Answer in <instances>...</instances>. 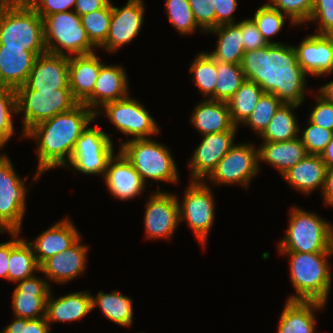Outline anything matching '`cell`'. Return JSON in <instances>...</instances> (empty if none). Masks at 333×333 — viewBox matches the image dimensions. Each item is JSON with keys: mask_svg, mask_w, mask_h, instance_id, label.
I'll list each match as a JSON object with an SVG mask.
<instances>
[{"mask_svg": "<svg viewBox=\"0 0 333 333\" xmlns=\"http://www.w3.org/2000/svg\"><path fill=\"white\" fill-rule=\"evenodd\" d=\"M128 83L126 72L122 66L103 64L93 93L83 104L96 114L105 104L128 97Z\"/></svg>", "mask_w": 333, "mask_h": 333, "instance_id": "44dd1931", "label": "cell"}, {"mask_svg": "<svg viewBox=\"0 0 333 333\" xmlns=\"http://www.w3.org/2000/svg\"><path fill=\"white\" fill-rule=\"evenodd\" d=\"M15 91L17 114H24L22 137H25L32 127L57 114L68 112L79 104L70 88H58L52 91Z\"/></svg>", "mask_w": 333, "mask_h": 333, "instance_id": "ba28073f", "label": "cell"}, {"mask_svg": "<svg viewBox=\"0 0 333 333\" xmlns=\"http://www.w3.org/2000/svg\"><path fill=\"white\" fill-rule=\"evenodd\" d=\"M81 238L62 253L50 257L40 265V272L45 274L48 280L64 284L83 273L87 263L88 246L80 244Z\"/></svg>", "mask_w": 333, "mask_h": 333, "instance_id": "7402d4cb", "label": "cell"}, {"mask_svg": "<svg viewBox=\"0 0 333 333\" xmlns=\"http://www.w3.org/2000/svg\"><path fill=\"white\" fill-rule=\"evenodd\" d=\"M103 107L97 111L96 116L98 117L104 112L103 114L109 118L118 131L127 136H134L135 138L132 139H147L149 136L151 138L159 133V126L137 99L128 96L109 102Z\"/></svg>", "mask_w": 333, "mask_h": 333, "instance_id": "7c38bea8", "label": "cell"}, {"mask_svg": "<svg viewBox=\"0 0 333 333\" xmlns=\"http://www.w3.org/2000/svg\"><path fill=\"white\" fill-rule=\"evenodd\" d=\"M325 305L319 301L286 300L277 333H316L314 311Z\"/></svg>", "mask_w": 333, "mask_h": 333, "instance_id": "4316f807", "label": "cell"}, {"mask_svg": "<svg viewBox=\"0 0 333 333\" xmlns=\"http://www.w3.org/2000/svg\"><path fill=\"white\" fill-rule=\"evenodd\" d=\"M177 195L159 190L149 195L144 216L146 239H171L180 223Z\"/></svg>", "mask_w": 333, "mask_h": 333, "instance_id": "5bb4252c", "label": "cell"}, {"mask_svg": "<svg viewBox=\"0 0 333 333\" xmlns=\"http://www.w3.org/2000/svg\"><path fill=\"white\" fill-rule=\"evenodd\" d=\"M270 7L288 17L292 25L308 22L315 0H269Z\"/></svg>", "mask_w": 333, "mask_h": 333, "instance_id": "7bdbcfd3", "label": "cell"}, {"mask_svg": "<svg viewBox=\"0 0 333 333\" xmlns=\"http://www.w3.org/2000/svg\"><path fill=\"white\" fill-rule=\"evenodd\" d=\"M111 13L112 4L109 2L102 9L80 16L82 26L96 47H100L108 36Z\"/></svg>", "mask_w": 333, "mask_h": 333, "instance_id": "74e56055", "label": "cell"}, {"mask_svg": "<svg viewBox=\"0 0 333 333\" xmlns=\"http://www.w3.org/2000/svg\"><path fill=\"white\" fill-rule=\"evenodd\" d=\"M236 132L224 131L202 135L203 139L188 163L192 171L191 181H203L211 175L221 158L234 145Z\"/></svg>", "mask_w": 333, "mask_h": 333, "instance_id": "e0dca14e", "label": "cell"}, {"mask_svg": "<svg viewBox=\"0 0 333 333\" xmlns=\"http://www.w3.org/2000/svg\"><path fill=\"white\" fill-rule=\"evenodd\" d=\"M322 195L325 205L333 207V166L327 169Z\"/></svg>", "mask_w": 333, "mask_h": 333, "instance_id": "11a10c76", "label": "cell"}, {"mask_svg": "<svg viewBox=\"0 0 333 333\" xmlns=\"http://www.w3.org/2000/svg\"><path fill=\"white\" fill-rule=\"evenodd\" d=\"M297 107L299 105L285 103L279 107L260 135L263 142L288 141L300 136L298 133L301 129L293 112Z\"/></svg>", "mask_w": 333, "mask_h": 333, "instance_id": "836d02e7", "label": "cell"}, {"mask_svg": "<svg viewBox=\"0 0 333 333\" xmlns=\"http://www.w3.org/2000/svg\"><path fill=\"white\" fill-rule=\"evenodd\" d=\"M69 87V57L44 53L37 56L26 83L16 90L52 91Z\"/></svg>", "mask_w": 333, "mask_h": 333, "instance_id": "2e32d148", "label": "cell"}, {"mask_svg": "<svg viewBox=\"0 0 333 333\" xmlns=\"http://www.w3.org/2000/svg\"><path fill=\"white\" fill-rule=\"evenodd\" d=\"M322 160L325 162L327 168L333 166V137L326 146L325 150L320 154Z\"/></svg>", "mask_w": 333, "mask_h": 333, "instance_id": "9f6ffc18", "label": "cell"}, {"mask_svg": "<svg viewBox=\"0 0 333 333\" xmlns=\"http://www.w3.org/2000/svg\"><path fill=\"white\" fill-rule=\"evenodd\" d=\"M80 233L68 217L58 221L42 232L34 242H30L38 265L50 257L62 253L71 247L79 238Z\"/></svg>", "mask_w": 333, "mask_h": 333, "instance_id": "603a6c76", "label": "cell"}, {"mask_svg": "<svg viewBox=\"0 0 333 333\" xmlns=\"http://www.w3.org/2000/svg\"><path fill=\"white\" fill-rule=\"evenodd\" d=\"M280 253L290 256V280L296 291L287 300L319 301L326 304L332 283L327 259L332 253Z\"/></svg>", "mask_w": 333, "mask_h": 333, "instance_id": "3957f363", "label": "cell"}, {"mask_svg": "<svg viewBox=\"0 0 333 333\" xmlns=\"http://www.w3.org/2000/svg\"><path fill=\"white\" fill-rule=\"evenodd\" d=\"M110 0H76L74 11L79 15L91 13L95 10L104 8Z\"/></svg>", "mask_w": 333, "mask_h": 333, "instance_id": "f5cc1de1", "label": "cell"}, {"mask_svg": "<svg viewBox=\"0 0 333 333\" xmlns=\"http://www.w3.org/2000/svg\"><path fill=\"white\" fill-rule=\"evenodd\" d=\"M43 31L48 53L70 56L93 53L95 45L90 41L80 16L73 10L44 17ZM66 51H65V50Z\"/></svg>", "mask_w": 333, "mask_h": 333, "instance_id": "52a82bcc", "label": "cell"}, {"mask_svg": "<svg viewBox=\"0 0 333 333\" xmlns=\"http://www.w3.org/2000/svg\"><path fill=\"white\" fill-rule=\"evenodd\" d=\"M327 169L320 155L307 154L282 176L291 187L307 195L319 187L323 191Z\"/></svg>", "mask_w": 333, "mask_h": 333, "instance_id": "83f0119b", "label": "cell"}, {"mask_svg": "<svg viewBox=\"0 0 333 333\" xmlns=\"http://www.w3.org/2000/svg\"><path fill=\"white\" fill-rule=\"evenodd\" d=\"M17 115L16 91L13 88L0 87V149H2L14 133L12 115Z\"/></svg>", "mask_w": 333, "mask_h": 333, "instance_id": "ab89813d", "label": "cell"}, {"mask_svg": "<svg viewBox=\"0 0 333 333\" xmlns=\"http://www.w3.org/2000/svg\"><path fill=\"white\" fill-rule=\"evenodd\" d=\"M119 151L145 184L149 182L148 178L173 184L179 181L177 166L167 146L151 138L130 139L121 143Z\"/></svg>", "mask_w": 333, "mask_h": 333, "instance_id": "8992f818", "label": "cell"}, {"mask_svg": "<svg viewBox=\"0 0 333 333\" xmlns=\"http://www.w3.org/2000/svg\"><path fill=\"white\" fill-rule=\"evenodd\" d=\"M13 237L10 240V257L8 267V280L19 282L34 276V271H40L33 247L25 239L18 238L21 232H9Z\"/></svg>", "mask_w": 333, "mask_h": 333, "instance_id": "1f68e13d", "label": "cell"}, {"mask_svg": "<svg viewBox=\"0 0 333 333\" xmlns=\"http://www.w3.org/2000/svg\"><path fill=\"white\" fill-rule=\"evenodd\" d=\"M201 32L216 28L215 0H188Z\"/></svg>", "mask_w": 333, "mask_h": 333, "instance_id": "f6af8a7d", "label": "cell"}, {"mask_svg": "<svg viewBox=\"0 0 333 333\" xmlns=\"http://www.w3.org/2000/svg\"><path fill=\"white\" fill-rule=\"evenodd\" d=\"M308 127L302 132L300 139L305 146L307 154L320 155L331 141L333 131L315 125L308 120Z\"/></svg>", "mask_w": 333, "mask_h": 333, "instance_id": "ee69618b", "label": "cell"}, {"mask_svg": "<svg viewBox=\"0 0 333 333\" xmlns=\"http://www.w3.org/2000/svg\"><path fill=\"white\" fill-rule=\"evenodd\" d=\"M190 73H194L195 85L205 97H210L217 82L216 60L207 52L197 54L190 68Z\"/></svg>", "mask_w": 333, "mask_h": 333, "instance_id": "8d00e7d4", "label": "cell"}, {"mask_svg": "<svg viewBox=\"0 0 333 333\" xmlns=\"http://www.w3.org/2000/svg\"><path fill=\"white\" fill-rule=\"evenodd\" d=\"M75 3L76 0H34L30 6L43 19L51 14L73 11Z\"/></svg>", "mask_w": 333, "mask_h": 333, "instance_id": "f907efd6", "label": "cell"}, {"mask_svg": "<svg viewBox=\"0 0 333 333\" xmlns=\"http://www.w3.org/2000/svg\"><path fill=\"white\" fill-rule=\"evenodd\" d=\"M315 107L312 109L308 120L315 125L333 131V104L317 95Z\"/></svg>", "mask_w": 333, "mask_h": 333, "instance_id": "681fc988", "label": "cell"}, {"mask_svg": "<svg viewBox=\"0 0 333 333\" xmlns=\"http://www.w3.org/2000/svg\"><path fill=\"white\" fill-rule=\"evenodd\" d=\"M193 109L191 123L202 135L238 129L232 122L227 102L207 98Z\"/></svg>", "mask_w": 333, "mask_h": 333, "instance_id": "484cf974", "label": "cell"}, {"mask_svg": "<svg viewBox=\"0 0 333 333\" xmlns=\"http://www.w3.org/2000/svg\"><path fill=\"white\" fill-rule=\"evenodd\" d=\"M94 119L96 114L85 104L79 103L70 111L57 114L32 127L25 134V138L35 139L38 146L35 182L49 169L59 166L68 168L78 138Z\"/></svg>", "mask_w": 333, "mask_h": 333, "instance_id": "7a4b0ae2", "label": "cell"}, {"mask_svg": "<svg viewBox=\"0 0 333 333\" xmlns=\"http://www.w3.org/2000/svg\"><path fill=\"white\" fill-rule=\"evenodd\" d=\"M309 21L318 23L316 34L333 35V0H315Z\"/></svg>", "mask_w": 333, "mask_h": 333, "instance_id": "bcb514c9", "label": "cell"}, {"mask_svg": "<svg viewBox=\"0 0 333 333\" xmlns=\"http://www.w3.org/2000/svg\"><path fill=\"white\" fill-rule=\"evenodd\" d=\"M25 179L19 178L7 155L0 154V233L20 232L26 212Z\"/></svg>", "mask_w": 333, "mask_h": 333, "instance_id": "9c48e42d", "label": "cell"}, {"mask_svg": "<svg viewBox=\"0 0 333 333\" xmlns=\"http://www.w3.org/2000/svg\"><path fill=\"white\" fill-rule=\"evenodd\" d=\"M241 68L246 80L274 94L282 103L302 105L307 73L298 64L294 45L268 44L244 53Z\"/></svg>", "mask_w": 333, "mask_h": 333, "instance_id": "6da1fadb", "label": "cell"}, {"mask_svg": "<svg viewBox=\"0 0 333 333\" xmlns=\"http://www.w3.org/2000/svg\"><path fill=\"white\" fill-rule=\"evenodd\" d=\"M88 127L78 138L69 165L86 175L100 174L104 177L109 160L114 156L111 138L101 127Z\"/></svg>", "mask_w": 333, "mask_h": 333, "instance_id": "30bf717a", "label": "cell"}, {"mask_svg": "<svg viewBox=\"0 0 333 333\" xmlns=\"http://www.w3.org/2000/svg\"><path fill=\"white\" fill-rule=\"evenodd\" d=\"M103 179L111 195L124 201L142 195L146 189L139 173L120 151L109 160Z\"/></svg>", "mask_w": 333, "mask_h": 333, "instance_id": "ffe728a7", "label": "cell"}, {"mask_svg": "<svg viewBox=\"0 0 333 333\" xmlns=\"http://www.w3.org/2000/svg\"><path fill=\"white\" fill-rule=\"evenodd\" d=\"M264 93L255 82L245 80L227 101L232 122L236 127L247 120Z\"/></svg>", "mask_w": 333, "mask_h": 333, "instance_id": "e575fe53", "label": "cell"}, {"mask_svg": "<svg viewBox=\"0 0 333 333\" xmlns=\"http://www.w3.org/2000/svg\"><path fill=\"white\" fill-rule=\"evenodd\" d=\"M258 149L251 143L234 144L207 178L213 185L236 184L248 187L260 172Z\"/></svg>", "mask_w": 333, "mask_h": 333, "instance_id": "4fadbf2b", "label": "cell"}, {"mask_svg": "<svg viewBox=\"0 0 333 333\" xmlns=\"http://www.w3.org/2000/svg\"><path fill=\"white\" fill-rule=\"evenodd\" d=\"M286 18L287 16L266 3L255 11L252 19L268 44H280V42L270 40V37L281 31Z\"/></svg>", "mask_w": 333, "mask_h": 333, "instance_id": "b9f144b4", "label": "cell"}, {"mask_svg": "<svg viewBox=\"0 0 333 333\" xmlns=\"http://www.w3.org/2000/svg\"><path fill=\"white\" fill-rule=\"evenodd\" d=\"M37 56L26 48L0 45V81L3 86L17 89L23 86Z\"/></svg>", "mask_w": 333, "mask_h": 333, "instance_id": "d4e9b609", "label": "cell"}, {"mask_svg": "<svg viewBox=\"0 0 333 333\" xmlns=\"http://www.w3.org/2000/svg\"><path fill=\"white\" fill-rule=\"evenodd\" d=\"M18 283L12 295L14 317L24 319L45 317L46 302L51 290L48 281L34 275Z\"/></svg>", "mask_w": 333, "mask_h": 333, "instance_id": "ac0fdd59", "label": "cell"}, {"mask_svg": "<svg viewBox=\"0 0 333 333\" xmlns=\"http://www.w3.org/2000/svg\"><path fill=\"white\" fill-rule=\"evenodd\" d=\"M14 321L6 326L1 333H49L46 317L24 319L14 317Z\"/></svg>", "mask_w": 333, "mask_h": 333, "instance_id": "7dc6e473", "label": "cell"}, {"mask_svg": "<svg viewBox=\"0 0 333 333\" xmlns=\"http://www.w3.org/2000/svg\"><path fill=\"white\" fill-rule=\"evenodd\" d=\"M10 241L0 243V277L8 280Z\"/></svg>", "mask_w": 333, "mask_h": 333, "instance_id": "db71d44e", "label": "cell"}, {"mask_svg": "<svg viewBox=\"0 0 333 333\" xmlns=\"http://www.w3.org/2000/svg\"><path fill=\"white\" fill-rule=\"evenodd\" d=\"M217 82L214 93L208 98L227 102L246 80L240 64L216 61Z\"/></svg>", "mask_w": 333, "mask_h": 333, "instance_id": "d590c367", "label": "cell"}, {"mask_svg": "<svg viewBox=\"0 0 333 333\" xmlns=\"http://www.w3.org/2000/svg\"><path fill=\"white\" fill-rule=\"evenodd\" d=\"M145 9L143 0H128L122 8L112 5L109 33L100 48L110 53L129 44L139 34Z\"/></svg>", "mask_w": 333, "mask_h": 333, "instance_id": "9a60e30c", "label": "cell"}, {"mask_svg": "<svg viewBox=\"0 0 333 333\" xmlns=\"http://www.w3.org/2000/svg\"><path fill=\"white\" fill-rule=\"evenodd\" d=\"M294 48L307 74L322 76L333 71V35L311 34Z\"/></svg>", "mask_w": 333, "mask_h": 333, "instance_id": "d6986e66", "label": "cell"}, {"mask_svg": "<svg viewBox=\"0 0 333 333\" xmlns=\"http://www.w3.org/2000/svg\"><path fill=\"white\" fill-rule=\"evenodd\" d=\"M186 189L182 203L178 202L180 223L183 220L187 221L204 247L215 216L213 192L204 180L190 181Z\"/></svg>", "mask_w": 333, "mask_h": 333, "instance_id": "8fae6325", "label": "cell"}, {"mask_svg": "<svg viewBox=\"0 0 333 333\" xmlns=\"http://www.w3.org/2000/svg\"><path fill=\"white\" fill-rule=\"evenodd\" d=\"M318 91L321 97H323L327 102L333 104V80L321 86Z\"/></svg>", "mask_w": 333, "mask_h": 333, "instance_id": "6f0895ef", "label": "cell"}, {"mask_svg": "<svg viewBox=\"0 0 333 333\" xmlns=\"http://www.w3.org/2000/svg\"><path fill=\"white\" fill-rule=\"evenodd\" d=\"M282 104L274 94L264 93L243 124L250 126L260 136Z\"/></svg>", "mask_w": 333, "mask_h": 333, "instance_id": "60d3db41", "label": "cell"}, {"mask_svg": "<svg viewBox=\"0 0 333 333\" xmlns=\"http://www.w3.org/2000/svg\"><path fill=\"white\" fill-rule=\"evenodd\" d=\"M237 4V0H215L216 27L226 23H234L233 14Z\"/></svg>", "mask_w": 333, "mask_h": 333, "instance_id": "816d5d0a", "label": "cell"}, {"mask_svg": "<svg viewBox=\"0 0 333 333\" xmlns=\"http://www.w3.org/2000/svg\"><path fill=\"white\" fill-rule=\"evenodd\" d=\"M165 9L170 23L181 35H188L198 28L201 29L195 21L188 0H165Z\"/></svg>", "mask_w": 333, "mask_h": 333, "instance_id": "f35d334b", "label": "cell"}, {"mask_svg": "<svg viewBox=\"0 0 333 333\" xmlns=\"http://www.w3.org/2000/svg\"><path fill=\"white\" fill-rule=\"evenodd\" d=\"M34 0H0V6L30 5Z\"/></svg>", "mask_w": 333, "mask_h": 333, "instance_id": "680465c9", "label": "cell"}, {"mask_svg": "<svg viewBox=\"0 0 333 333\" xmlns=\"http://www.w3.org/2000/svg\"><path fill=\"white\" fill-rule=\"evenodd\" d=\"M261 145L258 148L259 161L268 162L281 175L307 155L300 136L288 141L262 142Z\"/></svg>", "mask_w": 333, "mask_h": 333, "instance_id": "f546056e", "label": "cell"}, {"mask_svg": "<svg viewBox=\"0 0 333 333\" xmlns=\"http://www.w3.org/2000/svg\"><path fill=\"white\" fill-rule=\"evenodd\" d=\"M91 298L92 310L98 306L109 320L123 327L128 328L133 324V301L130 297L113 290L109 294L100 291Z\"/></svg>", "mask_w": 333, "mask_h": 333, "instance_id": "d6a6232c", "label": "cell"}, {"mask_svg": "<svg viewBox=\"0 0 333 333\" xmlns=\"http://www.w3.org/2000/svg\"><path fill=\"white\" fill-rule=\"evenodd\" d=\"M0 45L26 48L36 56L47 52L43 20L30 5L0 6Z\"/></svg>", "mask_w": 333, "mask_h": 333, "instance_id": "5b68a950", "label": "cell"}, {"mask_svg": "<svg viewBox=\"0 0 333 333\" xmlns=\"http://www.w3.org/2000/svg\"><path fill=\"white\" fill-rule=\"evenodd\" d=\"M207 33L218 34L216 49L208 52L216 61L241 64L245 50L239 21L219 25Z\"/></svg>", "mask_w": 333, "mask_h": 333, "instance_id": "4dcf8cb0", "label": "cell"}, {"mask_svg": "<svg viewBox=\"0 0 333 333\" xmlns=\"http://www.w3.org/2000/svg\"><path fill=\"white\" fill-rule=\"evenodd\" d=\"M88 291L70 293L54 299L51 290L46 302V320L51 322L75 321L85 317L92 310V298Z\"/></svg>", "mask_w": 333, "mask_h": 333, "instance_id": "f1b7e54d", "label": "cell"}, {"mask_svg": "<svg viewBox=\"0 0 333 333\" xmlns=\"http://www.w3.org/2000/svg\"><path fill=\"white\" fill-rule=\"evenodd\" d=\"M96 53L69 56V87L73 97L83 103L92 93L104 64Z\"/></svg>", "mask_w": 333, "mask_h": 333, "instance_id": "cb8c5ba5", "label": "cell"}, {"mask_svg": "<svg viewBox=\"0 0 333 333\" xmlns=\"http://www.w3.org/2000/svg\"><path fill=\"white\" fill-rule=\"evenodd\" d=\"M240 28L245 52L257 50L268 45L252 18L243 19L240 22Z\"/></svg>", "mask_w": 333, "mask_h": 333, "instance_id": "c3c4849f", "label": "cell"}, {"mask_svg": "<svg viewBox=\"0 0 333 333\" xmlns=\"http://www.w3.org/2000/svg\"><path fill=\"white\" fill-rule=\"evenodd\" d=\"M279 252L333 253V225L314 212L293 207ZM322 218V219H321Z\"/></svg>", "mask_w": 333, "mask_h": 333, "instance_id": "277c9868", "label": "cell"}]
</instances>
